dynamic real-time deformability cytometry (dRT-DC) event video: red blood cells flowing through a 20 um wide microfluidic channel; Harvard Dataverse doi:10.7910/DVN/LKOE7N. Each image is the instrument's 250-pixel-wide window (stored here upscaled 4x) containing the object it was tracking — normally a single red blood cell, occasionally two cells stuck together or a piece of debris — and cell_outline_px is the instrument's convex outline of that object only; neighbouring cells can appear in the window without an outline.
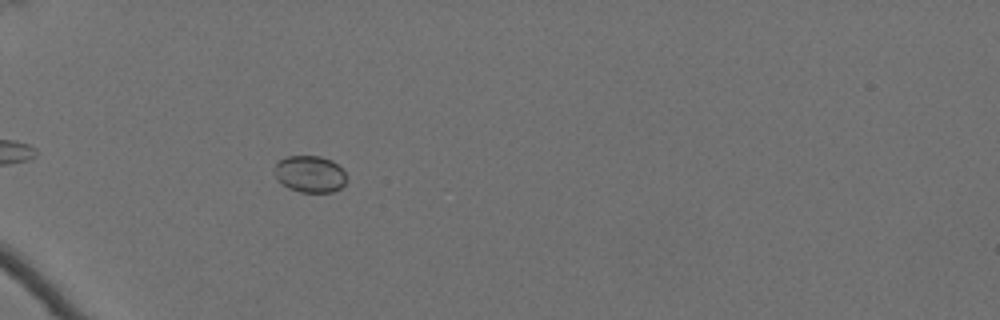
{"species": "Egyptian fruit bat (a non-hibernating species)", "species_latin": "Rousettus aegyptiacus", "temperature_condition": "cold", "stored_images_in_passage": 27, "camera_frame_rate_fps": 3000, "um_per_image_px": 0.085, "animal": {"sex": "female"}, "frame": {"image": 1, "passage_image": 8, "time_ms": 2.333, "image_size_px": [1000, 320], "cell_outline_px": [[348, 180], [340, 188], [332, 192], [300, 192], [288, 188], [276, 176], [276, 164], [280, 160], [288, 156], [320, 156], [332, 160], [344, 172]], "centroid_in_image_um": [26.38, 14.79], "position_along_channel_um": 58.6, "area_um2": 15.2}}
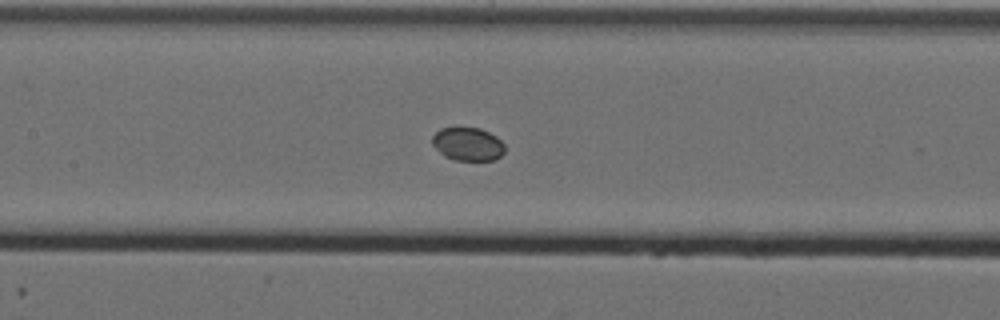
{"frame": {"image": 2, "passage_image": 19, "time_ms": 6.0, "image_size_px": [1000, 320], "cell_outline_px": [[504, 152], [500, 156], [492, 160], [456, 160], [444, 156], [432, 144], [432, 136], [440, 128], [480, 128], [496, 136], [504, 144]], "centroid_in_image_um": [39.76, 12.24], "position_along_channel_um": 167.6, "area_um2": 13.93}}
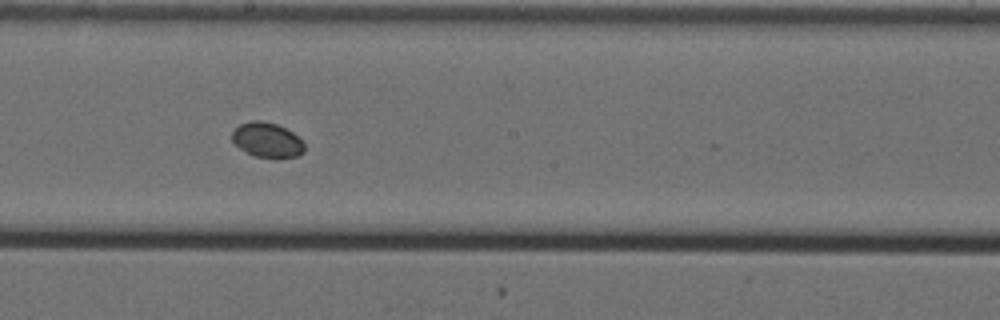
{"frame": {"image": 3, "passage_image": 24, "time_ms": 7.667, "image_size_px": [1000, 320], "cell_outline_px": [[304, 152], [296, 156], [252, 156], [240, 148], [232, 140], [232, 132], [240, 124], [252, 120], [260, 120], [276, 124], [292, 132], [304, 144]], "centroid_in_image_um": [22.67, 11.87], "position_along_channel_um": 225.5, "area_um2": 14.22}}